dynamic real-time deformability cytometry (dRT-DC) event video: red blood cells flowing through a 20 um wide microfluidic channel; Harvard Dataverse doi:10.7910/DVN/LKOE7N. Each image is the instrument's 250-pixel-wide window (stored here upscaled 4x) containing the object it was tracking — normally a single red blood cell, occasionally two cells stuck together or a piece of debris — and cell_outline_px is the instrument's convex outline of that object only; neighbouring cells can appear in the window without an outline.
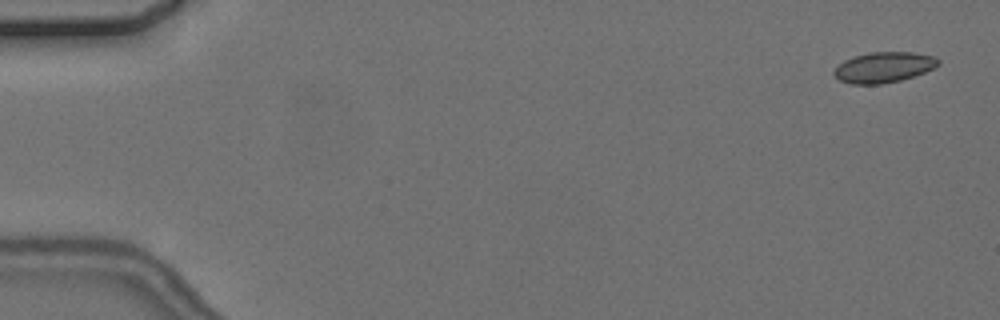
{"species": "common noctule bat (a hibernating species)", "species_latin": "Nyctalus noctula", "temperature_condition": "cold", "stored_images_in_passage": 5, "camera_frame_rate_fps": 3000, "um_per_image_px": 0.085, "animal": {"sex": "female", "body_mass_g": 24.6, "forearm_length_mm": 56.2}, "frame": {"image": 1, "passage_image": 1, "time_ms": 0.0, "image_size_px": [1000, 320], "cell_outline_px": [[940, 64], [924, 72], [900, 80], [880, 84], [852, 84], [840, 80], [832, 72], [844, 60], [852, 56], [868, 52], [912, 52], [936, 56], [940, 60]], "centroid_in_image_um": [75.12, 5.7], "position_along_channel_um": 9.9, "area_um2": 18.5}}
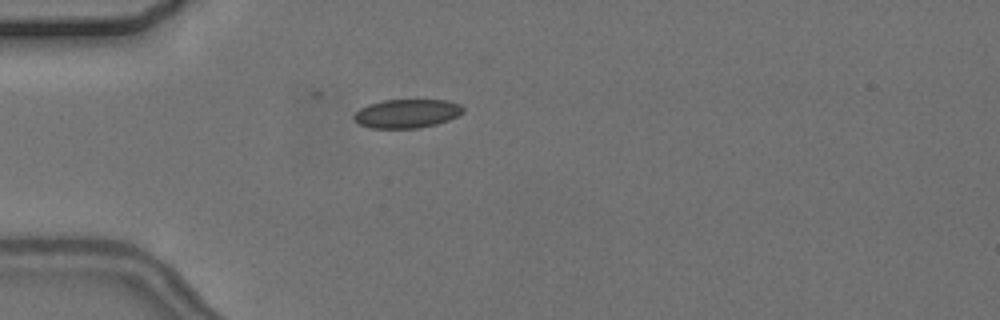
{"frame": {"image": 2, "passage_image": 5, "time_ms": 4.667, "image_size_px": [1000, 320], "cell_outline_px": [[464, 112], [448, 120], [436, 124], [420, 128], [372, 128], [360, 124], [352, 116], [360, 108], [368, 104], [384, 100], [448, 100], [460, 104], [464, 108]], "centroid_in_image_um": [34.6, 9.64], "position_along_channel_um": 50.4, "area_um2": 18.26}}